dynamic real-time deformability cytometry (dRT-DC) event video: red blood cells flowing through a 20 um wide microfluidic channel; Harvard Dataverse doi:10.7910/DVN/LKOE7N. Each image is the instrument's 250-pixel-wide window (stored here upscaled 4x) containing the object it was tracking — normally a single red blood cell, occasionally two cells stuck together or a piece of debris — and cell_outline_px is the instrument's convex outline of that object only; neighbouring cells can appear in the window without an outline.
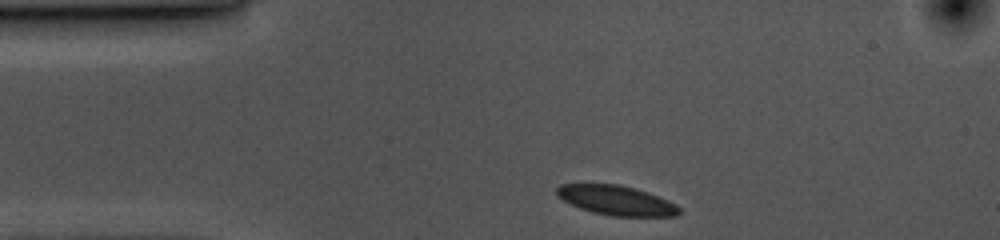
{"species": "common noctule bat (a hibernating species)", "species_latin": "Nyctalus noctula", "temperature_condition": "cold", "stored_images_in_passage": 34, "camera_frame_rate_fps": 3000, "um_per_image_px": 0.085, "animal": {"sex": "female", "body_mass_g": 10.0, "forearm_length_mm": 53.1}, "frame": {"image": 1, "passage_image": 1, "time_ms": 0.0, "image_size_px": [1000, 240], "cell_outline_px": [[680, 212], [676, 216], [612, 216], [592, 212], [580, 208], [556, 196], [556, 188], [560, 184], [616, 184], [648, 192], [668, 200], [676, 204], [680, 208]], "centroid_in_image_um": [52.39, 17.03], "position_along_channel_um": 32.6, "area_um2": 20.98}}
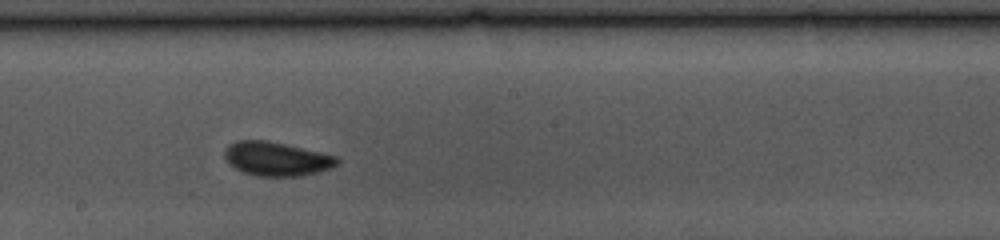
{"frame": {"image": 2, "passage_image": 20, "time_ms": 6.333, "image_size_px": [1000, 240], "cell_outline_px": [[340, 160], [332, 168], [300, 176], [256, 176], [244, 172], [236, 168], [224, 156], [224, 152], [228, 144], [236, 140], [264, 140], [284, 144], [320, 152], [336, 156]], "centroid_in_image_um": [23.5, 13.5], "position_along_channel_um": 224.7, "area_um2": 21.96}}
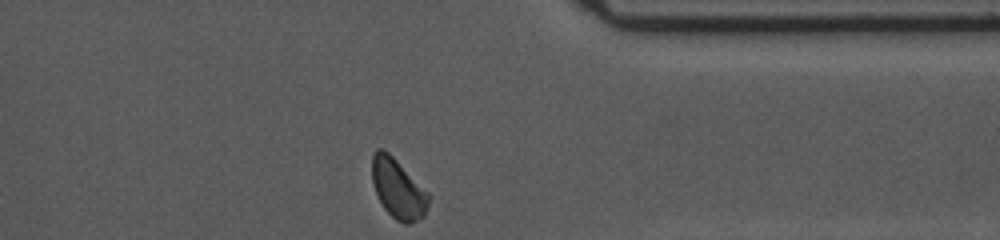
{"frame": {"image": 3, "passage_image": 34, "time_ms": 11.0, "image_size_px": [1000, 240], "cell_outline_px": [[428, 204], [424, 216], [412, 224], [404, 224], [396, 220], [384, 208], [376, 192], [372, 180], [372, 156], [376, 148], [384, 148], [428, 192]], "centroid_in_image_um": [33.82, 16.05], "position_along_channel_um": 377.6, "area_um2": 19.42}, "authors_computed_cell_mechanics": {"area_um2": 21.3571, "velocity_mm_per_s": 3.5199, "shape_relaxation_time_tau1_ms": 2.0997, "shape_relaxation_time_tau2_ms": 1.1507, "deformation_change_tau1": 0.0727, "deformation_change_tau2": 0.0455}}